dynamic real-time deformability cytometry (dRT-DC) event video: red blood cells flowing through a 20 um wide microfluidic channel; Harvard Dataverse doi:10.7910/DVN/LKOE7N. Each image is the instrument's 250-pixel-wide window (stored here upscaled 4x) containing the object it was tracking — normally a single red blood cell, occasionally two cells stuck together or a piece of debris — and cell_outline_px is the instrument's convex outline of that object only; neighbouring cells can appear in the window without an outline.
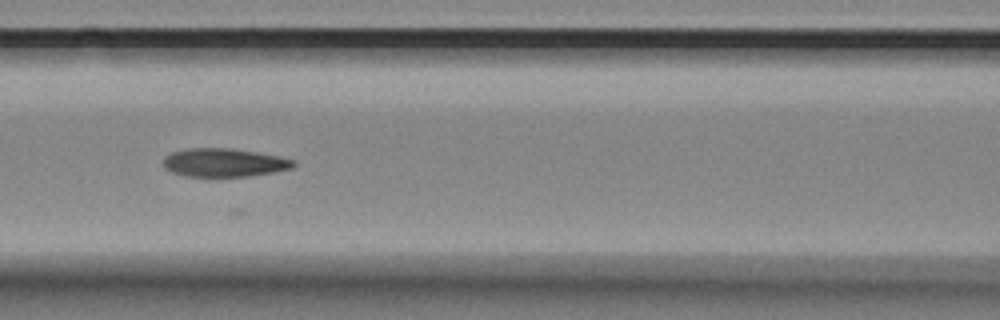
{"species": "Egyptian fruit bat (a non-hibernating species)", "species_latin": "Rousettus aegyptiacus", "temperature_condition": "room temperature", "stored_images_in_passage": 7, "camera_frame_rate_fps": 3000, "um_per_image_px": 0.085, "animal": {"sex": "female"}, "frame": {"image": 1, "passage_image": 6, "time_ms": 1.667, "image_size_px": [1000, 320], "cell_outline_px": [[296, 164], [292, 168], [272, 172], [248, 176], [184, 176], [172, 172], [164, 168], [164, 156], [172, 152], [188, 148], [232, 148], [280, 156], [296, 160]], "centroid_in_image_um": [19.05, 13.81], "position_along_channel_um": 147.5, "area_um2": 21.56}}
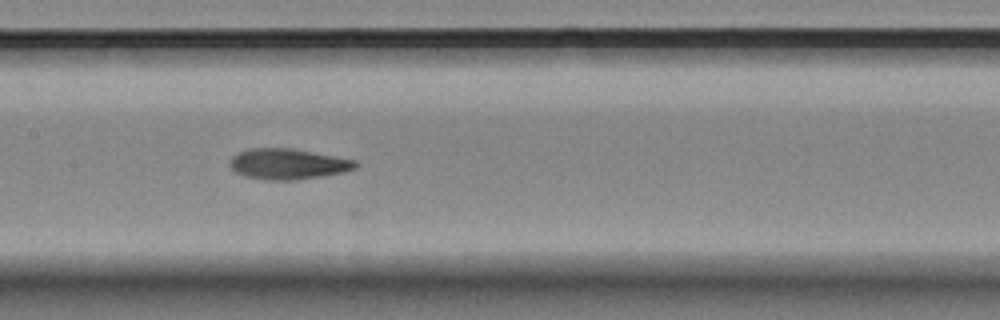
{"frame": {"image": 2, "passage_image": 7, "time_ms": 2.0, "image_size_px": [1000, 320], "cell_outline_px": [[360, 164], [356, 168], [344, 172], [296, 180], [272, 180], [248, 176], [236, 172], [232, 168], [232, 156], [248, 148], [292, 148], [356, 160]], "centroid_in_image_um": [24.54, 13.93], "position_along_channel_um": 182.9, "area_um2": 22.14}}